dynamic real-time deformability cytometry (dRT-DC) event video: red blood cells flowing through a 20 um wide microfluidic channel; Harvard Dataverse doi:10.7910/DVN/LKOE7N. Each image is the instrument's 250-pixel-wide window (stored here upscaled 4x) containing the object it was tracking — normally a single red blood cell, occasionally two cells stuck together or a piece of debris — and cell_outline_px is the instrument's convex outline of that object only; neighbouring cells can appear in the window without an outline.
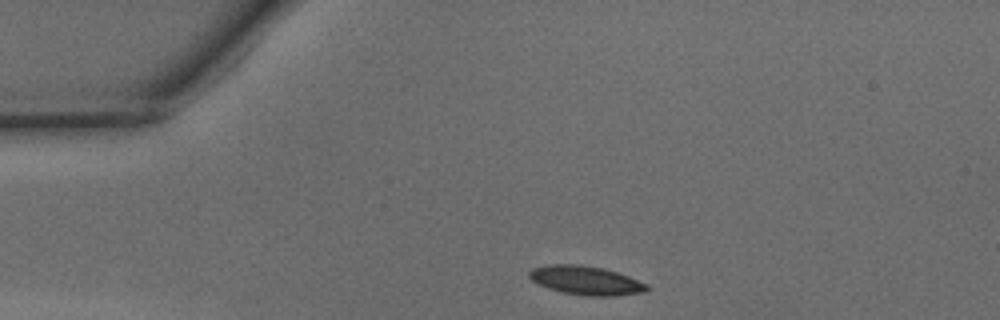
{"species": "common noctule bat (a hibernating species)", "species_latin": "Nyctalus noctula", "temperature_condition": "warm", "stored_images_in_passage": 29, "camera_frame_rate_fps": 3000, "um_per_image_px": 0.085, "animal": {"sex": "male", "body_mass_g": 15.6}, "frame": {"image": 1, "passage_image": 1, "time_ms": 0.0, "image_size_px": [1000, 320], "cell_outline_px": [[648, 288], [644, 292], [612, 296], [592, 296], [564, 292], [548, 288], [532, 280], [528, 276], [528, 272], [532, 268], [548, 264], [580, 264], [600, 268], [616, 272], [628, 276], [648, 284]], "centroid_in_image_um": [49.78, 23.82], "position_along_channel_um": 35.2, "area_um2": 19.54}}
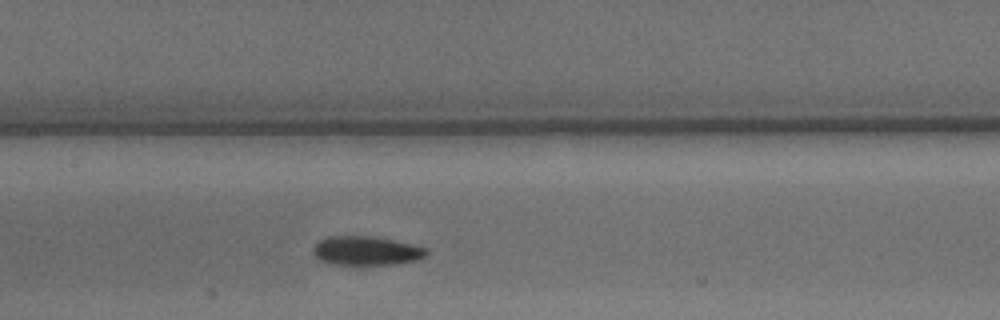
{"frame": {"image": 2, "passage_image": 14, "time_ms": 4.333, "image_size_px": [1000, 320], "cell_outline_px": [[428, 252], [424, 256], [416, 260], [392, 264], [336, 264], [320, 260], [312, 252], [312, 248], [320, 240], [328, 236], [368, 236], [392, 240], [412, 244], [428, 248]], "centroid_in_image_um": [31.12, 21.3], "position_along_channel_um": 176.3, "area_um2": 18.84}}
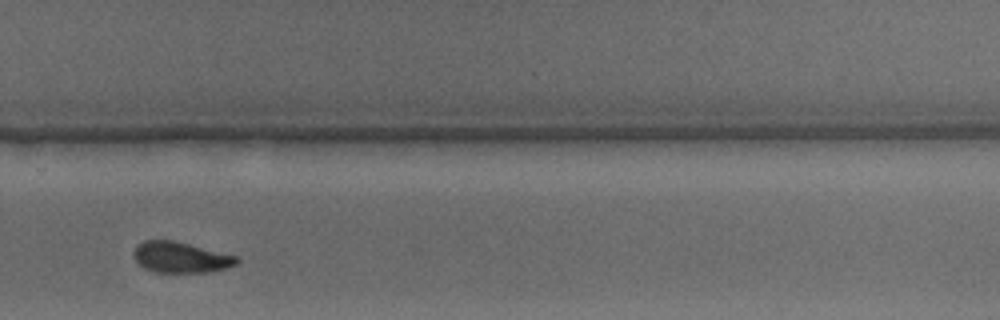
{"frame": {"image": 3, "passage_image": 24, "time_ms": 7.667, "image_size_px": [1000, 320], "cell_outline_px": [[240, 260], [236, 264], [224, 268], [204, 272], [156, 272], [144, 268], [136, 260], [132, 252], [136, 244], [144, 240], [172, 240], [240, 256]], "centroid_in_image_um": [15.35, 21.85], "position_along_channel_um": 314.5, "area_um2": 18.5}, "authors_computed_cell_mechanics": {"area_um2": 19.4786, "velocity_mm_per_s": 4.1598, "shape_relaxation_time_tau1_ms": 4.9091, "shape_relaxation_time_tau2_ms": 2.6113, "deformation_change_tau1": 0.1342, "deformation_change_tau2": 0.0874}}